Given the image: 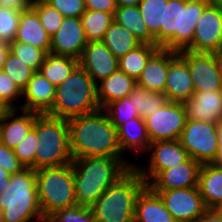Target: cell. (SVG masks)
<instances>
[{
	"mask_svg": "<svg viewBox=\"0 0 222 222\" xmlns=\"http://www.w3.org/2000/svg\"><path fill=\"white\" fill-rule=\"evenodd\" d=\"M73 159L82 157L124 158L117 129L104 109L67 120Z\"/></svg>",
	"mask_w": 222,
	"mask_h": 222,
	"instance_id": "obj_1",
	"label": "cell"
},
{
	"mask_svg": "<svg viewBox=\"0 0 222 222\" xmlns=\"http://www.w3.org/2000/svg\"><path fill=\"white\" fill-rule=\"evenodd\" d=\"M75 197L78 206L90 208L134 164L123 158L82 157L73 159Z\"/></svg>",
	"mask_w": 222,
	"mask_h": 222,
	"instance_id": "obj_2",
	"label": "cell"
},
{
	"mask_svg": "<svg viewBox=\"0 0 222 222\" xmlns=\"http://www.w3.org/2000/svg\"><path fill=\"white\" fill-rule=\"evenodd\" d=\"M146 185L132 167L90 207L96 222H134L135 202Z\"/></svg>",
	"mask_w": 222,
	"mask_h": 222,
	"instance_id": "obj_3",
	"label": "cell"
},
{
	"mask_svg": "<svg viewBox=\"0 0 222 222\" xmlns=\"http://www.w3.org/2000/svg\"><path fill=\"white\" fill-rule=\"evenodd\" d=\"M207 0H168L164 2V27H160V47L185 50L192 42L197 21Z\"/></svg>",
	"mask_w": 222,
	"mask_h": 222,
	"instance_id": "obj_4",
	"label": "cell"
},
{
	"mask_svg": "<svg viewBox=\"0 0 222 222\" xmlns=\"http://www.w3.org/2000/svg\"><path fill=\"white\" fill-rule=\"evenodd\" d=\"M99 109L96 83L78 66L64 82L56 86L53 107L47 115L68 120Z\"/></svg>",
	"mask_w": 222,
	"mask_h": 222,
	"instance_id": "obj_5",
	"label": "cell"
},
{
	"mask_svg": "<svg viewBox=\"0 0 222 222\" xmlns=\"http://www.w3.org/2000/svg\"><path fill=\"white\" fill-rule=\"evenodd\" d=\"M38 137L34 170L71 164L69 126L66 119L39 115L33 127Z\"/></svg>",
	"mask_w": 222,
	"mask_h": 222,
	"instance_id": "obj_6",
	"label": "cell"
},
{
	"mask_svg": "<svg viewBox=\"0 0 222 222\" xmlns=\"http://www.w3.org/2000/svg\"><path fill=\"white\" fill-rule=\"evenodd\" d=\"M4 222H36L43 218L36 187L35 170L25 167L11 175V181L0 194Z\"/></svg>",
	"mask_w": 222,
	"mask_h": 222,
	"instance_id": "obj_7",
	"label": "cell"
},
{
	"mask_svg": "<svg viewBox=\"0 0 222 222\" xmlns=\"http://www.w3.org/2000/svg\"><path fill=\"white\" fill-rule=\"evenodd\" d=\"M40 209L44 215L76 206L71 164L35 170Z\"/></svg>",
	"mask_w": 222,
	"mask_h": 222,
	"instance_id": "obj_8",
	"label": "cell"
},
{
	"mask_svg": "<svg viewBox=\"0 0 222 222\" xmlns=\"http://www.w3.org/2000/svg\"><path fill=\"white\" fill-rule=\"evenodd\" d=\"M179 141L190 158L201 164L212 163L216 158L219 139L214 123L186 120Z\"/></svg>",
	"mask_w": 222,
	"mask_h": 222,
	"instance_id": "obj_9",
	"label": "cell"
},
{
	"mask_svg": "<svg viewBox=\"0 0 222 222\" xmlns=\"http://www.w3.org/2000/svg\"><path fill=\"white\" fill-rule=\"evenodd\" d=\"M183 103L167 101L161 109L144 119L152 142L179 140L186 123Z\"/></svg>",
	"mask_w": 222,
	"mask_h": 222,
	"instance_id": "obj_10",
	"label": "cell"
},
{
	"mask_svg": "<svg viewBox=\"0 0 222 222\" xmlns=\"http://www.w3.org/2000/svg\"><path fill=\"white\" fill-rule=\"evenodd\" d=\"M149 159L146 166L134 165L148 185L161 171L170 169L190 159L189 154L179 140L152 142L149 146Z\"/></svg>",
	"mask_w": 222,
	"mask_h": 222,
	"instance_id": "obj_11",
	"label": "cell"
},
{
	"mask_svg": "<svg viewBox=\"0 0 222 222\" xmlns=\"http://www.w3.org/2000/svg\"><path fill=\"white\" fill-rule=\"evenodd\" d=\"M154 192L176 222H195L208 209L197 187Z\"/></svg>",
	"mask_w": 222,
	"mask_h": 222,
	"instance_id": "obj_12",
	"label": "cell"
},
{
	"mask_svg": "<svg viewBox=\"0 0 222 222\" xmlns=\"http://www.w3.org/2000/svg\"><path fill=\"white\" fill-rule=\"evenodd\" d=\"M178 54L187 62L194 92L222 90L219 78L218 57L215 53L181 50Z\"/></svg>",
	"mask_w": 222,
	"mask_h": 222,
	"instance_id": "obj_13",
	"label": "cell"
},
{
	"mask_svg": "<svg viewBox=\"0 0 222 222\" xmlns=\"http://www.w3.org/2000/svg\"><path fill=\"white\" fill-rule=\"evenodd\" d=\"M222 39V8L208 4L197 21L191 44L192 52L215 53Z\"/></svg>",
	"mask_w": 222,
	"mask_h": 222,
	"instance_id": "obj_14",
	"label": "cell"
},
{
	"mask_svg": "<svg viewBox=\"0 0 222 222\" xmlns=\"http://www.w3.org/2000/svg\"><path fill=\"white\" fill-rule=\"evenodd\" d=\"M86 45L80 18L64 17L61 26L50 38L49 52L79 59Z\"/></svg>",
	"mask_w": 222,
	"mask_h": 222,
	"instance_id": "obj_15",
	"label": "cell"
},
{
	"mask_svg": "<svg viewBox=\"0 0 222 222\" xmlns=\"http://www.w3.org/2000/svg\"><path fill=\"white\" fill-rule=\"evenodd\" d=\"M78 60L79 66L88 73L96 84L118 69V59L103 41L87 42Z\"/></svg>",
	"mask_w": 222,
	"mask_h": 222,
	"instance_id": "obj_16",
	"label": "cell"
},
{
	"mask_svg": "<svg viewBox=\"0 0 222 222\" xmlns=\"http://www.w3.org/2000/svg\"><path fill=\"white\" fill-rule=\"evenodd\" d=\"M201 165L190 158L184 163L161 171L148 186L153 191L197 187Z\"/></svg>",
	"mask_w": 222,
	"mask_h": 222,
	"instance_id": "obj_17",
	"label": "cell"
},
{
	"mask_svg": "<svg viewBox=\"0 0 222 222\" xmlns=\"http://www.w3.org/2000/svg\"><path fill=\"white\" fill-rule=\"evenodd\" d=\"M56 86L36 71L22 91L26 102L19 105V110L30 111L40 115L48 114L53 107Z\"/></svg>",
	"mask_w": 222,
	"mask_h": 222,
	"instance_id": "obj_18",
	"label": "cell"
},
{
	"mask_svg": "<svg viewBox=\"0 0 222 222\" xmlns=\"http://www.w3.org/2000/svg\"><path fill=\"white\" fill-rule=\"evenodd\" d=\"M183 106L187 120L216 124L222 118V90L194 92Z\"/></svg>",
	"mask_w": 222,
	"mask_h": 222,
	"instance_id": "obj_19",
	"label": "cell"
},
{
	"mask_svg": "<svg viewBox=\"0 0 222 222\" xmlns=\"http://www.w3.org/2000/svg\"><path fill=\"white\" fill-rule=\"evenodd\" d=\"M178 55L177 51L159 48L149 59L136 83L158 93H164L169 63Z\"/></svg>",
	"mask_w": 222,
	"mask_h": 222,
	"instance_id": "obj_20",
	"label": "cell"
},
{
	"mask_svg": "<svg viewBox=\"0 0 222 222\" xmlns=\"http://www.w3.org/2000/svg\"><path fill=\"white\" fill-rule=\"evenodd\" d=\"M17 111L18 109L6 110L0 121V142L13 150L31 132L40 115L21 110L22 114L17 116Z\"/></svg>",
	"mask_w": 222,
	"mask_h": 222,
	"instance_id": "obj_21",
	"label": "cell"
},
{
	"mask_svg": "<svg viewBox=\"0 0 222 222\" xmlns=\"http://www.w3.org/2000/svg\"><path fill=\"white\" fill-rule=\"evenodd\" d=\"M194 93L187 62L178 54L170 63L164 95L169 102L187 101Z\"/></svg>",
	"mask_w": 222,
	"mask_h": 222,
	"instance_id": "obj_22",
	"label": "cell"
},
{
	"mask_svg": "<svg viewBox=\"0 0 222 222\" xmlns=\"http://www.w3.org/2000/svg\"><path fill=\"white\" fill-rule=\"evenodd\" d=\"M50 38L32 7L21 10L14 41L32 45L47 53L50 50Z\"/></svg>",
	"mask_w": 222,
	"mask_h": 222,
	"instance_id": "obj_23",
	"label": "cell"
},
{
	"mask_svg": "<svg viewBox=\"0 0 222 222\" xmlns=\"http://www.w3.org/2000/svg\"><path fill=\"white\" fill-rule=\"evenodd\" d=\"M134 222H176L160 196L146 185L135 202Z\"/></svg>",
	"mask_w": 222,
	"mask_h": 222,
	"instance_id": "obj_24",
	"label": "cell"
},
{
	"mask_svg": "<svg viewBox=\"0 0 222 222\" xmlns=\"http://www.w3.org/2000/svg\"><path fill=\"white\" fill-rule=\"evenodd\" d=\"M98 83L96 84L97 103L100 109H104L112 101L128 97L136 80L118 68L109 77Z\"/></svg>",
	"mask_w": 222,
	"mask_h": 222,
	"instance_id": "obj_25",
	"label": "cell"
},
{
	"mask_svg": "<svg viewBox=\"0 0 222 222\" xmlns=\"http://www.w3.org/2000/svg\"><path fill=\"white\" fill-rule=\"evenodd\" d=\"M197 188L207 208L222 206V167L212 163L201 165Z\"/></svg>",
	"mask_w": 222,
	"mask_h": 222,
	"instance_id": "obj_26",
	"label": "cell"
},
{
	"mask_svg": "<svg viewBox=\"0 0 222 222\" xmlns=\"http://www.w3.org/2000/svg\"><path fill=\"white\" fill-rule=\"evenodd\" d=\"M118 143L122 152L127 149L141 154L147 151L151 144L144 119L138 117L127 121L117 128Z\"/></svg>",
	"mask_w": 222,
	"mask_h": 222,
	"instance_id": "obj_27",
	"label": "cell"
},
{
	"mask_svg": "<svg viewBox=\"0 0 222 222\" xmlns=\"http://www.w3.org/2000/svg\"><path fill=\"white\" fill-rule=\"evenodd\" d=\"M79 66L73 57L47 52L39 72L55 86L61 84Z\"/></svg>",
	"mask_w": 222,
	"mask_h": 222,
	"instance_id": "obj_28",
	"label": "cell"
},
{
	"mask_svg": "<svg viewBox=\"0 0 222 222\" xmlns=\"http://www.w3.org/2000/svg\"><path fill=\"white\" fill-rule=\"evenodd\" d=\"M114 21L134 34L140 43L155 45V38L149 33L139 6L117 7Z\"/></svg>",
	"mask_w": 222,
	"mask_h": 222,
	"instance_id": "obj_29",
	"label": "cell"
},
{
	"mask_svg": "<svg viewBox=\"0 0 222 222\" xmlns=\"http://www.w3.org/2000/svg\"><path fill=\"white\" fill-rule=\"evenodd\" d=\"M103 42L117 59L141 44L134 34L115 21L106 30Z\"/></svg>",
	"mask_w": 222,
	"mask_h": 222,
	"instance_id": "obj_30",
	"label": "cell"
},
{
	"mask_svg": "<svg viewBox=\"0 0 222 222\" xmlns=\"http://www.w3.org/2000/svg\"><path fill=\"white\" fill-rule=\"evenodd\" d=\"M160 47L150 44L141 43L125 56L118 59V68L126 73L129 77L137 80L146 66L148 59Z\"/></svg>",
	"mask_w": 222,
	"mask_h": 222,
	"instance_id": "obj_31",
	"label": "cell"
},
{
	"mask_svg": "<svg viewBox=\"0 0 222 222\" xmlns=\"http://www.w3.org/2000/svg\"><path fill=\"white\" fill-rule=\"evenodd\" d=\"M128 98L142 119L153 115L167 102L164 93L152 92L137 83Z\"/></svg>",
	"mask_w": 222,
	"mask_h": 222,
	"instance_id": "obj_32",
	"label": "cell"
},
{
	"mask_svg": "<svg viewBox=\"0 0 222 222\" xmlns=\"http://www.w3.org/2000/svg\"><path fill=\"white\" fill-rule=\"evenodd\" d=\"M80 20L87 42L103 41L106 30L114 21V14L99 10H86Z\"/></svg>",
	"mask_w": 222,
	"mask_h": 222,
	"instance_id": "obj_33",
	"label": "cell"
},
{
	"mask_svg": "<svg viewBox=\"0 0 222 222\" xmlns=\"http://www.w3.org/2000/svg\"><path fill=\"white\" fill-rule=\"evenodd\" d=\"M164 2L168 0H141L139 11L149 33L155 38V46L160 47V27H164Z\"/></svg>",
	"mask_w": 222,
	"mask_h": 222,
	"instance_id": "obj_34",
	"label": "cell"
},
{
	"mask_svg": "<svg viewBox=\"0 0 222 222\" xmlns=\"http://www.w3.org/2000/svg\"><path fill=\"white\" fill-rule=\"evenodd\" d=\"M3 71L11 77L21 91L26 88L29 80L36 72L10 51L5 60Z\"/></svg>",
	"mask_w": 222,
	"mask_h": 222,
	"instance_id": "obj_35",
	"label": "cell"
},
{
	"mask_svg": "<svg viewBox=\"0 0 222 222\" xmlns=\"http://www.w3.org/2000/svg\"><path fill=\"white\" fill-rule=\"evenodd\" d=\"M104 110L116 129L127 121L140 117L128 97L112 101Z\"/></svg>",
	"mask_w": 222,
	"mask_h": 222,
	"instance_id": "obj_36",
	"label": "cell"
},
{
	"mask_svg": "<svg viewBox=\"0 0 222 222\" xmlns=\"http://www.w3.org/2000/svg\"><path fill=\"white\" fill-rule=\"evenodd\" d=\"M31 7L37 12L47 34L53 36L61 26L63 15L45 0H33Z\"/></svg>",
	"mask_w": 222,
	"mask_h": 222,
	"instance_id": "obj_37",
	"label": "cell"
},
{
	"mask_svg": "<svg viewBox=\"0 0 222 222\" xmlns=\"http://www.w3.org/2000/svg\"><path fill=\"white\" fill-rule=\"evenodd\" d=\"M8 44L11 53L15 54L28 67L39 71L46 55L42 49L17 41H11Z\"/></svg>",
	"mask_w": 222,
	"mask_h": 222,
	"instance_id": "obj_38",
	"label": "cell"
},
{
	"mask_svg": "<svg viewBox=\"0 0 222 222\" xmlns=\"http://www.w3.org/2000/svg\"><path fill=\"white\" fill-rule=\"evenodd\" d=\"M21 10L0 6V39L4 42L14 41L19 25Z\"/></svg>",
	"mask_w": 222,
	"mask_h": 222,
	"instance_id": "obj_39",
	"label": "cell"
},
{
	"mask_svg": "<svg viewBox=\"0 0 222 222\" xmlns=\"http://www.w3.org/2000/svg\"><path fill=\"white\" fill-rule=\"evenodd\" d=\"M38 137L32 129L29 134L14 148V154L25 166L34 169V157L37 149Z\"/></svg>",
	"mask_w": 222,
	"mask_h": 222,
	"instance_id": "obj_40",
	"label": "cell"
},
{
	"mask_svg": "<svg viewBox=\"0 0 222 222\" xmlns=\"http://www.w3.org/2000/svg\"><path fill=\"white\" fill-rule=\"evenodd\" d=\"M0 94L1 106L5 110L18 109V105H14L13 102L22 97V91L3 70L0 71Z\"/></svg>",
	"mask_w": 222,
	"mask_h": 222,
	"instance_id": "obj_41",
	"label": "cell"
},
{
	"mask_svg": "<svg viewBox=\"0 0 222 222\" xmlns=\"http://www.w3.org/2000/svg\"><path fill=\"white\" fill-rule=\"evenodd\" d=\"M54 214L64 222H96L90 208L84 206L76 205L56 211Z\"/></svg>",
	"mask_w": 222,
	"mask_h": 222,
	"instance_id": "obj_42",
	"label": "cell"
},
{
	"mask_svg": "<svg viewBox=\"0 0 222 222\" xmlns=\"http://www.w3.org/2000/svg\"><path fill=\"white\" fill-rule=\"evenodd\" d=\"M57 9L63 17L80 18L86 11L84 0H45Z\"/></svg>",
	"mask_w": 222,
	"mask_h": 222,
	"instance_id": "obj_43",
	"label": "cell"
},
{
	"mask_svg": "<svg viewBox=\"0 0 222 222\" xmlns=\"http://www.w3.org/2000/svg\"><path fill=\"white\" fill-rule=\"evenodd\" d=\"M0 167L7 170L11 175L20 172L25 166L18 160L13 149L0 142Z\"/></svg>",
	"mask_w": 222,
	"mask_h": 222,
	"instance_id": "obj_44",
	"label": "cell"
},
{
	"mask_svg": "<svg viewBox=\"0 0 222 222\" xmlns=\"http://www.w3.org/2000/svg\"><path fill=\"white\" fill-rule=\"evenodd\" d=\"M86 10H99L114 14L117 9L116 0H84Z\"/></svg>",
	"mask_w": 222,
	"mask_h": 222,
	"instance_id": "obj_45",
	"label": "cell"
},
{
	"mask_svg": "<svg viewBox=\"0 0 222 222\" xmlns=\"http://www.w3.org/2000/svg\"><path fill=\"white\" fill-rule=\"evenodd\" d=\"M195 222H222V213L218 209L208 208Z\"/></svg>",
	"mask_w": 222,
	"mask_h": 222,
	"instance_id": "obj_46",
	"label": "cell"
},
{
	"mask_svg": "<svg viewBox=\"0 0 222 222\" xmlns=\"http://www.w3.org/2000/svg\"><path fill=\"white\" fill-rule=\"evenodd\" d=\"M33 0H0V6L24 10L32 6Z\"/></svg>",
	"mask_w": 222,
	"mask_h": 222,
	"instance_id": "obj_47",
	"label": "cell"
},
{
	"mask_svg": "<svg viewBox=\"0 0 222 222\" xmlns=\"http://www.w3.org/2000/svg\"><path fill=\"white\" fill-rule=\"evenodd\" d=\"M11 181V174L0 167V194L7 189Z\"/></svg>",
	"mask_w": 222,
	"mask_h": 222,
	"instance_id": "obj_48",
	"label": "cell"
},
{
	"mask_svg": "<svg viewBox=\"0 0 222 222\" xmlns=\"http://www.w3.org/2000/svg\"><path fill=\"white\" fill-rule=\"evenodd\" d=\"M9 51V44L0 39V71L3 70Z\"/></svg>",
	"mask_w": 222,
	"mask_h": 222,
	"instance_id": "obj_49",
	"label": "cell"
},
{
	"mask_svg": "<svg viewBox=\"0 0 222 222\" xmlns=\"http://www.w3.org/2000/svg\"><path fill=\"white\" fill-rule=\"evenodd\" d=\"M141 0H116L118 7L138 6Z\"/></svg>",
	"mask_w": 222,
	"mask_h": 222,
	"instance_id": "obj_50",
	"label": "cell"
},
{
	"mask_svg": "<svg viewBox=\"0 0 222 222\" xmlns=\"http://www.w3.org/2000/svg\"><path fill=\"white\" fill-rule=\"evenodd\" d=\"M212 164L222 167V142H219L218 152Z\"/></svg>",
	"mask_w": 222,
	"mask_h": 222,
	"instance_id": "obj_51",
	"label": "cell"
},
{
	"mask_svg": "<svg viewBox=\"0 0 222 222\" xmlns=\"http://www.w3.org/2000/svg\"><path fill=\"white\" fill-rule=\"evenodd\" d=\"M43 218L45 219L46 222H64L59 217H57L54 213L44 215Z\"/></svg>",
	"mask_w": 222,
	"mask_h": 222,
	"instance_id": "obj_52",
	"label": "cell"
},
{
	"mask_svg": "<svg viewBox=\"0 0 222 222\" xmlns=\"http://www.w3.org/2000/svg\"><path fill=\"white\" fill-rule=\"evenodd\" d=\"M216 130L219 142H222V118L216 122Z\"/></svg>",
	"mask_w": 222,
	"mask_h": 222,
	"instance_id": "obj_53",
	"label": "cell"
},
{
	"mask_svg": "<svg viewBox=\"0 0 222 222\" xmlns=\"http://www.w3.org/2000/svg\"><path fill=\"white\" fill-rule=\"evenodd\" d=\"M207 2L213 6H217L218 8H222V0H207Z\"/></svg>",
	"mask_w": 222,
	"mask_h": 222,
	"instance_id": "obj_54",
	"label": "cell"
},
{
	"mask_svg": "<svg viewBox=\"0 0 222 222\" xmlns=\"http://www.w3.org/2000/svg\"><path fill=\"white\" fill-rule=\"evenodd\" d=\"M218 68H219L220 84L222 88V59H218Z\"/></svg>",
	"mask_w": 222,
	"mask_h": 222,
	"instance_id": "obj_55",
	"label": "cell"
},
{
	"mask_svg": "<svg viewBox=\"0 0 222 222\" xmlns=\"http://www.w3.org/2000/svg\"><path fill=\"white\" fill-rule=\"evenodd\" d=\"M215 54L218 57V59H222V39L220 42V46H219L218 50L215 52Z\"/></svg>",
	"mask_w": 222,
	"mask_h": 222,
	"instance_id": "obj_56",
	"label": "cell"
},
{
	"mask_svg": "<svg viewBox=\"0 0 222 222\" xmlns=\"http://www.w3.org/2000/svg\"><path fill=\"white\" fill-rule=\"evenodd\" d=\"M0 222H4L3 208L0 206Z\"/></svg>",
	"mask_w": 222,
	"mask_h": 222,
	"instance_id": "obj_57",
	"label": "cell"
},
{
	"mask_svg": "<svg viewBox=\"0 0 222 222\" xmlns=\"http://www.w3.org/2000/svg\"><path fill=\"white\" fill-rule=\"evenodd\" d=\"M6 110L0 105V121H1V118L3 116V113L5 112Z\"/></svg>",
	"mask_w": 222,
	"mask_h": 222,
	"instance_id": "obj_58",
	"label": "cell"
},
{
	"mask_svg": "<svg viewBox=\"0 0 222 222\" xmlns=\"http://www.w3.org/2000/svg\"><path fill=\"white\" fill-rule=\"evenodd\" d=\"M37 222H46L44 218L38 220Z\"/></svg>",
	"mask_w": 222,
	"mask_h": 222,
	"instance_id": "obj_59",
	"label": "cell"
},
{
	"mask_svg": "<svg viewBox=\"0 0 222 222\" xmlns=\"http://www.w3.org/2000/svg\"><path fill=\"white\" fill-rule=\"evenodd\" d=\"M218 210L222 213V206H220V207L218 208Z\"/></svg>",
	"mask_w": 222,
	"mask_h": 222,
	"instance_id": "obj_60",
	"label": "cell"
}]
</instances>
